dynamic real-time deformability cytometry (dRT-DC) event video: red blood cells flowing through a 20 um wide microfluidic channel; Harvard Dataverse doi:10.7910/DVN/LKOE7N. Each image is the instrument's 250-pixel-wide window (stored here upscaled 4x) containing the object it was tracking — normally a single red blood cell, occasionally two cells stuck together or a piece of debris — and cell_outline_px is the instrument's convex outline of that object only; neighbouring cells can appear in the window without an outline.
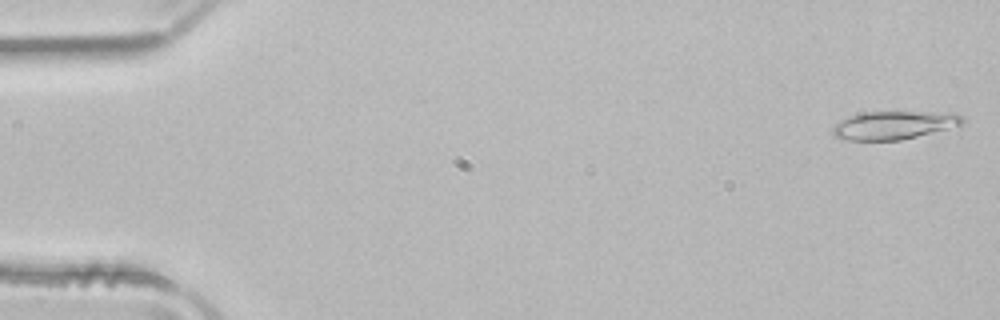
{"species": "common noctule bat (a hibernating species)", "species_latin": "Nyctalus noctula", "temperature_condition": "room temperature", "stored_images_in_passage": 50, "camera_frame_rate_fps": 3000, "um_per_image_px": 0.085, "animal": {"sex": "male", "body_mass_g": 21.5, "forearm_length_mm": 52.0}, "frame": {"image": 1, "passage_image": 1, "time_ms": 0.0, "image_size_px": [1000, 320], "cell_outline_px": [[964, 120], [960, 124], [916, 136], [900, 140], [848, 140], [832, 136], [832, 128], [836, 124], [860, 112], [956, 112]], "centroid_in_image_um": [75.94, 10.63], "position_along_channel_um": 9.1, "area_um2": 20.87}}
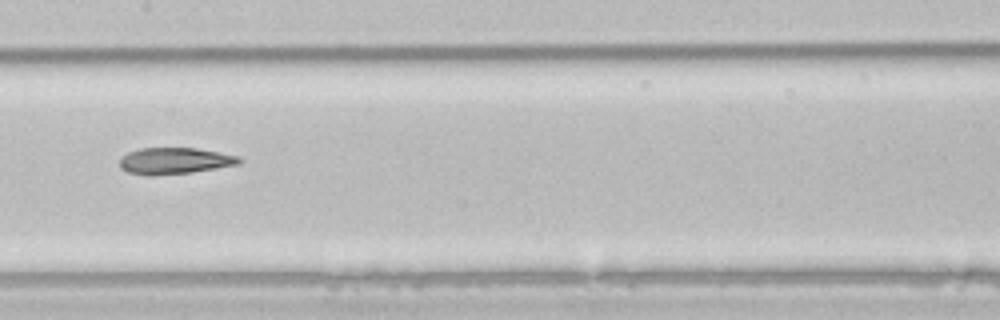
{"frame": {"image": 2, "passage_image": 25, "time_ms": 8.0, "image_size_px": [1000, 320], "cell_outline_px": [[244, 160], [240, 164], [192, 172], [152, 176], [148, 176], [128, 172], [120, 168], [120, 156], [128, 152], [140, 148], [196, 148], [240, 156]], "centroid_in_image_um": [14.84, 13.67], "position_along_channel_um": 192.6, "area_um2": 18.61}}
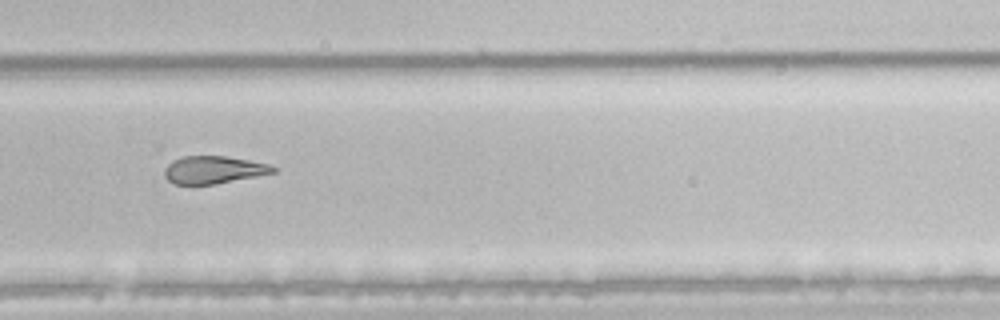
{"frame": {"image": 3, "passage_image": 34, "time_ms": 11.0, "image_size_px": [1000, 320], "cell_outline_px": [[280, 168], [276, 172], [216, 184], [172, 184], [164, 176], [164, 168], [172, 160], [184, 156], [224, 156], [248, 160], [268, 164]], "centroid_in_image_um": [18.15, 14.43], "position_along_channel_um": 311.7, "area_um2": 17.51}, "authors_computed_cell_mechanics": {"area_um2": 20.5479, "velocity_mm_per_s": 3.9985, "shape_relaxation_time_tau1_ms": null, "shape_relaxation_time_tau2_ms": 4.6834, "deformation_change_tau1": null, "deformation_change_tau2": 0.1485}}